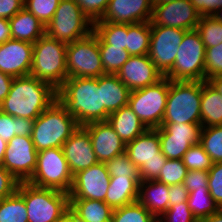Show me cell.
Masks as SVG:
<instances>
[{
	"instance_id": "6da1fadb",
	"label": "cell",
	"mask_w": 222,
	"mask_h": 222,
	"mask_svg": "<svg viewBox=\"0 0 222 222\" xmlns=\"http://www.w3.org/2000/svg\"><path fill=\"white\" fill-rule=\"evenodd\" d=\"M57 99L79 126L108 119L109 113L102 106L98 78H67L57 90Z\"/></svg>"
},
{
	"instance_id": "7a4b0ae2",
	"label": "cell",
	"mask_w": 222,
	"mask_h": 222,
	"mask_svg": "<svg viewBox=\"0 0 222 222\" xmlns=\"http://www.w3.org/2000/svg\"><path fill=\"white\" fill-rule=\"evenodd\" d=\"M57 100V90L49 83L27 75L14 77L0 110L13 117L35 120Z\"/></svg>"
},
{
	"instance_id": "3957f363",
	"label": "cell",
	"mask_w": 222,
	"mask_h": 222,
	"mask_svg": "<svg viewBox=\"0 0 222 222\" xmlns=\"http://www.w3.org/2000/svg\"><path fill=\"white\" fill-rule=\"evenodd\" d=\"M79 127L75 118L57 99L34 120L31 139L37 152L62 148Z\"/></svg>"
},
{
	"instance_id": "277c9868",
	"label": "cell",
	"mask_w": 222,
	"mask_h": 222,
	"mask_svg": "<svg viewBox=\"0 0 222 222\" xmlns=\"http://www.w3.org/2000/svg\"><path fill=\"white\" fill-rule=\"evenodd\" d=\"M67 44L44 34L33 44L30 74L58 90L67 79Z\"/></svg>"
},
{
	"instance_id": "5b68a950",
	"label": "cell",
	"mask_w": 222,
	"mask_h": 222,
	"mask_svg": "<svg viewBox=\"0 0 222 222\" xmlns=\"http://www.w3.org/2000/svg\"><path fill=\"white\" fill-rule=\"evenodd\" d=\"M202 81H171L162 123L201 124Z\"/></svg>"
},
{
	"instance_id": "8992f818",
	"label": "cell",
	"mask_w": 222,
	"mask_h": 222,
	"mask_svg": "<svg viewBox=\"0 0 222 222\" xmlns=\"http://www.w3.org/2000/svg\"><path fill=\"white\" fill-rule=\"evenodd\" d=\"M17 193L24 199L28 222H58L69 208V194L20 182Z\"/></svg>"
},
{
	"instance_id": "52a82bcc",
	"label": "cell",
	"mask_w": 222,
	"mask_h": 222,
	"mask_svg": "<svg viewBox=\"0 0 222 222\" xmlns=\"http://www.w3.org/2000/svg\"><path fill=\"white\" fill-rule=\"evenodd\" d=\"M93 32V22L83 13L75 0H60L45 34L66 44L82 39Z\"/></svg>"
},
{
	"instance_id": "ba28073f",
	"label": "cell",
	"mask_w": 222,
	"mask_h": 222,
	"mask_svg": "<svg viewBox=\"0 0 222 222\" xmlns=\"http://www.w3.org/2000/svg\"><path fill=\"white\" fill-rule=\"evenodd\" d=\"M164 76L171 81H205V46L196 29L185 33L173 67Z\"/></svg>"
},
{
	"instance_id": "9c48e42d",
	"label": "cell",
	"mask_w": 222,
	"mask_h": 222,
	"mask_svg": "<svg viewBox=\"0 0 222 222\" xmlns=\"http://www.w3.org/2000/svg\"><path fill=\"white\" fill-rule=\"evenodd\" d=\"M29 184L69 193L73 175L69 170L62 148H49L38 152L36 168Z\"/></svg>"
},
{
	"instance_id": "30bf717a",
	"label": "cell",
	"mask_w": 222,
	"mask_h": 222,
	"mask_svg": "<svg viewBox=\"0 0 222 222\" xmlns=\"http://www.w3.org/2000/svg\"><path fill=\"white\" fill-rule=\"evenodd\" d=\"M169 92V78L130 92L128 106L148 129L161 126Z\"/></svg>"
},
{
	"instance_id": "8fae6325",
	"label": "cell",
	"mask_w": 222,
	"mask_h": 222,
	"mask_svg": "<svg viewBox=\"0 0 222 222\" xmlns=\"http://www.w3.org/2000/svg\"><path fill=\"white\" fill-rule=\"evenodd\" d=\"M67 78H98L105 75L98 44V35L93 31L88 36L67 44Z\"/></svg>"
},
{
	"instance_id": "7c38bea8",
	"label": "cell",
	"mask_w": 222,
	"mask_h": 222,
	"mask_svg": "<svg viewBox=\"0 0 222 222\" xmlns=\"http://www.w3.org/2000/svg\"><path fill=\"white\" fill-rule=\"evenodd\" d=\"M126 153L139 168L141 181L156 180L167 160L161 151L160 138L156 129H147L127 143Z\"/></svg>"
},
{
	"instance_id": "4fadbf2b",
	"label": "cell",
	"mask_w": 222,
	"mask_h": 222,
	"mask_svg": "<svg viewBox=\"0 0 222 222\" xmlns=\"http://www.w3.org/2000/svg\"><path fill=\"white\" fill-rule=\"evenodd\" d=\"M187 31L167 26H151L148 56L165 75L175 62L179 45Z\"/></svg>"
},
{
	"instance_id": "5bb4252c",
	"label": "cell",
	"mask_w": 222,
	"mask_h": 222,
	"mask_svg": "<svg viewBox=\"0 0 222 222\" xmlns=\"http://www.w3.org/2000/svg\"><path fill=\"white\" fill-rule=\"evenodd\" d=\"M37 156L31 136H14L7 143L2 167L19 182H27L36 168Z\"/></svg>"
},
{
	"instance_id": "9a60e30c",
	"label": "cell",
	"mask_w": 222,
	"mask_h": 222,
	"mask_svg": "<svg viewBox=\"0 0 222 222\" xmlns=\"http://www.w3.org/2000/svg\"><path fill=\"white\" fill-rule=\"evenodd\" d=\"M110 183L105 163L98 162L73 175L69 199H92L104 201Z\"/></svg>"
},
{
	"instance_id": "2e32d148",
	"label": "cell",
	"mask_w": 222,
	"mask_h": 222,
	"mask_svg": "<svg viewBox=\"0 0 222 222\" xmlns=\"http://www.w3.org/2000/svg\"><path fill=\"white\" fill-rule=\"evenodd\" d=\"M201 18L190 0H176L153 5L151 26H167L194 30Z\"/></svg>"
},
{
	"instance_id": "e0dca14e",
	"label": "cell",
	"mask_w": 222,
	"mask_h": 222,
	"mask_svg": "<svg viewBox=\"0 0 222 222\" xmlns=\"http://www.w3.org/2000/svg\"><path fill=\"white\" fill-rule=\"evenodd\" d=\"M116 75L130 91L153 85L164 77L148 55L130 56Z\"/></svg>"
},
{
	"instance_id": "ac0fdd59",
	"label": "cell",
	"mask_w": 222,
	"mask_h": 222,
	"mask_svg": "<svg viewBox=\"0 0 222 222\" xmlns=\"http://www.w3.org/2000/svg\"><path fill=\"white\" fill-rule=\"evenodd\" d=\"M33 58V44L10 39L0 44V71L12 77L30 74Z\"/></svg>"
},
{
	"instance_id": "d6986e66",
	"label": "cell",
	"mask_w": 222,
	"mask_h": 222,
	"mask_svg": "<svg viewBox=\"0 0 222 222\" xmlns=\"http://www.w3.org/2000/svg\"><path fill=\"white\" fill-rule=\"evenodd\" d=\"M82 127L89 133L98 162L105 163L126 152V144L108 121L92 122Z\"/></svg>"
},
{
	"instance_id": "ffe728a7",
	"label": "cell",
	"mask_w": 222,
	"mask_h": 222,
	"mask_svg": "<svg viewBox=\"0 0 222 222\" xmlns=\"http://www.w3.org/2000/svg\"><path fill=\"white\" fill-rule=\"evenodd\" d=\"M152 9L151 0H110L106 11L98 21L121 24L149 22Z\"/></svg>"
},
{
	"instance_id": "44dd1931",
	"label": "cell",
	"mask_w": 222,
	"mask_h": 222,
	"mask_svg": "<svg viewBox=\"0 0 222 222\" xmlns=\"http://www.w3.org/2000/svg\"><path fill=\"white\" fill-rule=\"evenodd\" d=\"M72 175L98 163L89 133L80 126L62 146Z\"/></svg>"
},
{
	"instance_id": "7402d4cb",
	"label": "cell",
	"mask_w": 222,
	"mask_h": 222,
	"mask_svg": "<svg viewBox=\"0 0 222 222\" xmlns=\"http://www.w3.org/2000/svg\"><path fill=\"white\" fill-rule=\"evenodd\" d=\"M169 186L157 180L141 181L137 201L156 219L169 208Z\"/></svg>"
},
{
	"instance_id": "603a6c76",
	"label": "cell",
	"mask_w": 222,
	"mask_h": 222,
	"mask_svg": "<svg viewBox=\"0 0 222 222\" xmlns=\"http://www.w3.org/2000/svg\"><path fill=\"white\" fill-rule=\"evenodd\" d=\"M98 87L101 89L102 106L109 114L128 105L131 91L116 74L99 76Z\"/></svg>"
},
{
	"instance_id": "cb8c5ba5",
	"label": "cell",
	"mask_w": 222,
	"mask_h": 222,
	"mask_svg": "<svg viewBox=\"0 0 222 222\" xmlns=\"http://www.w3.org/2000/svg\"><path fill=\"white\" fill-rule=\"evenodd\" d=\"M140 182L141 178L110 177L104 202L112 209L136 202Z\"/></svg>"
},
{
	"instance_id": "d4e9b609",
	"label": "cell",
	"mask_w": 222,
	"mask_h": 222,
	"mask_svg": "<svg viewBox=\"0 0 222 222\" xmlns=\"http://www.w3.org/2000/svg\"><path fill=\"white\" fill-rule=\"evenodd\" d=\"M107 121L125 144L148 129L128 105L109 114Z\"/></svg>"
},
{
	"instance_id": "484cf974",
	"label": "cell",
	"mask_w": 222,
	"mask_h": 222,
	"mask_svg": "<svg viewBox=\"0 0 222 222\" xmlns=\"http://www.w3.org/2000/svg\"><path fill=\"white\" fill-rule=\"evenodd\" d=\"M9 24L12 39L34 44L45 34V26L25 8L10 18Z\"/></svg>"
},
{
	"instance_id": "4316f807",
	"label": "cell",
	"mask_w": 222,
	"mask_h": 222,
	"mask_svg": "<svg viewBox=\"0 0 222 222\" xmlns=\"http://www.w3.org/2000/svg\"><path fill=\"white\" fill-rule=\"evenodd\" d=\"M69 208L80 222H107L113 213L104 201L92 199H69Z\"/></svg>"
},
{
	"instance_id": "83f0119b",
	"label": "cell",
	"mask_w": 222,
	"mask_h": 222,
	"mask_svg": "<svg viewBox=\"0 0 222 222\" xmlns=\"http://www.w3.org/2000/svg\"><path fill=\"white\" fill-rule=\"evenodd\" d=\"M200 113L202 128L222 125V95L207 81H202Z\"/></svg>"
},
{
	"instance_id": "f1b7e54d",
	"label": "cell",
	"mask_w": 222,
	"mask_h": 222,
	"mask_svg": "<svg viewBox=\"0 0 222 222\" xmlns=\"http://www.w3.org/2000/svg\"><path fill=\"white\" fill-rule=\"evenodd\" d=\"M150 36V21L128 24L127 52L131 56L148 55Z\"/></svg>"
},
{
	"instance_id": "f546056e",
	"label": "cell",
	"mask_w": 222,
	"mask_h": 222,
	"mask_svg": "<svg viewBox=\"0 0 222 222\" xmlns=\"http://www.w3.org/2000/svg\"><path fill=\"white\" fill-rule=\"evenodd\" d=\"M93 31L107 44L122 47L126 50L128 24L109 23L96 21L93 23Z\"/></svg>"
},
{
	"instance_id": "4dcf8cb0",
	"label": "cell",
	"mask_w": 222,
	"mask_h": 222,
	"mask_svg": "<svg viewBox=\"0 0 222 222\" xmlns=\"http://www.w3.org/2000/svg\"><path fill=\"white\" fill-rule=\"evenodd\" d=\"M34 120L13 117L0 110V137L9 142L14 136H31Z\"/></svg>"
},
{
	"instance_id": "1f68e13d",
	"label": "cell",
	"mask_w": 222,
	"mask_h": 222,
	"mask_svg": "<svg viewBox=\"0 0 222 222\" xmlns=\"http://www.w3.org/2000/svg\"><path fill=\"white\" fill-rule=\"evenodd\" d=\"M155 129L159 138L187 139L193 145L200 143L201 124L161 123V126Z\"/></svg>"
},
{
	"instance_id": "d6a6232c",
	"label": "cell",
	"mask_w": 222,
	"mask_h": 222,
	"mask_svg": "<svg viewBox=\"0 0 222 222\" xmlns=\"http://www.w3.org/2000/svg\"><path fill=\"white\" fill-rule=\"evenodd\" d=\"M98 44L105 74H117L131 55L122 47L107 45L99 36Z\"/></svg>"
},
{
	"instance_id": "836d02e7",
	"label": "cell",
	"mask_w": 222,
	"mask_h": 222,
	"mask_svg": "<svg viewBox=\"0 0 222 222\" xmlns=\"http://www.w3.org/2000/svg\"><path fill=\"white\" fill-rule=\"evenodd\" d=\"M187 202L197 221L216 213L220 209L212 199L209 190L189 192Z\"/></svg>"
},
{
	"instance_id": "e575fe53",
	"label": "cell",
	"mask_w": 222,
	"mask_h": 222,
	"mask_svg": "<svg viewBox=\"0 0 222 222\" xmlns=\"http://www.w3.org/2000/svg\"><path fill=\"white\" fill-rule=\"evenodd\" d=\"M0 222H28L24 199L17 192L0 201Z\"/></svg>"
},
{
	"instance_id": "d590c367",
	"label": "cell",
	"mask_w": 222,
	"mask_h": 222,
	"mask_svg": "<svg viewBox=\"0 0 222 222\" xmlns=\"http://www.w3.org/2000/svg\"><path fill=\"white\" fill-rule=\"evenodd\" d=\"M200 144L213 164L222 162V125L203 127L200 133Z\"/></svg>"
},
{
	"instance_id": "8d00e7d4",
	"label": "cell",
	"mask_w": 222,
	"mask_h": 222,
	"mask_svg": "<svg viewBox=\"0 0 222 222\" xmlns=\"http://www.w3.org/2000/svg\"><path fill=\"white\" fill-rule=\"evenodd\" d=\"M112 222H157V219L138 201L113 209Z\"/></svg>"
},
{
	"instance_id": "74e56055",
	"label": "cell",
	"mask_w": 222,
	"mask_h": 222,
	"mask_svg": "<svg viewBox=\"0 0 222 222\" xmlns=\"http://www.w3.org/2000/svg\"><path fill=\"white\" fill-rule=\"evenodd\" d=\"M205 48L222 43V23L213 16H201L196 28Z\"/></svg>"
},
{
	"instance_id": "f35d334b",
	"label": "cell",
	"mask_w": 222,
	"mask_h": 222,
	"mask_svg": "<svg viewBox=\"0 0 222 222\" xmlns=\"http://www.w3.org/2000/svg\"><path fill=\"white\" fill-rule=\"evenodd\" d=\"M105 165L110 177L140 178L139 168L130 160L126 152L106 161Z\"/></svg>"
},
{
	"instance_id": "ab89813d",
	"label": "cell",
	"mask_w": 222,
	"mask_h": 222,
	"mask_svg": "<svg viewBox=\"0 0 222 222\" xmlns=\"http://www.w3.org/2000/svg\"><path fill=\"white\" fill-rule=\"evenodd\" d=\"M187 171L182 159H167L156 180L168 186L183 183Z\"/></svg>"
},
{
	"instance_id": "60d3db41",
	"label": "cell",
	"mask_w": 222,
	"mask_h": 222,
	"mask_svg": "<svg viewBox=\"0 0 222 222\" xmlns=\"http://www.w3.org/2000/svg\"><path fill=\"white\" fill-rule=\"evenodd\" d=\"M182 161L188 171H208L213 164L200 143L192 145L184 154Z\"/></svg>"
},
{
	"instance_id": "b9f144b4",
	"label": "cell",
	"mask_w": 222,
	"mask_h": 222,
	"mask_svg": "<svg viewBox=\"0 0 222 222\" xmlns=\"http://www.w3.org/2000/svg\"><path fill=\"white\" fill-rule=\"evenodd\" d=\"M60 0H24V8L30 11L44 26L53 18Z\"/></svg>"
},
{
	"instance_id": "7bdbcfd3",
	"label": "cell",
	"mask_w": 222,
	"mask_h": 222,
	"mask_svg": "<svg viewBox=\"0 0 222 222\" xmlns=\"http://www.w3.org/2000/svg\"><path fill=\"white\" fill-rule=\"evenodd\" d=\"M192 145L187 139L160 138V148L167 159H182Z\"/></svg>"
},
{
	"instance_id": "ee69618b",
	"label": "cell",
	"mask_w": 222,
	"mask_h": 222,
	"mask_svg": "<svg viewBox=\"0 0 222 222\" xmlns=\"http://www.w3.org/2000/svg\"><path fill=\"white\" fill-rule=\"evenodd\" d=\"M157 222H198L192 211L189 209L188 202L171 205L168 210L161 215Z\"/></svg>"
},
{
	"instance_id": "f6af8a7d",
	"label": "cell",
	"mask_w": 222,
	"mask_h": 222,
	"mask_svg": "<svg viewBox=\"0 0 222 222\" xmlns=\"http://www.w3.org/2000/svg\"><path fill=\"white\" fill-rule=\"evenodd\" d=\"M222 74V43L205 48V81Z\"/></svg>"
},
{
	"instance_id": "bcb514c9",
	"label": "cell",
	"mask_w": 222,
	"mask_h": 222,
	"mask_svg": "<svg viewBox=\"0 0 222 222\" xmlns=\"http://www.w3.org/2000/svg\"><path fill=\"white\" fill-rule=\"evenodd\" d=\"M208 172L209 193L219 208L222 209V162L212 164Z\"/></svg>"
},
{
	"instance_id": "7dc6e473",
	"label": "cell",
	"mask_w": 222,
	"mask_h": 222,
	"mask_svg": "<svg viewBox=\"0 0 222 222\" xmlns=\"http://www.w3.org/2000/svg\"><path fill=\"white\" fill-rule=\"evenodd\" d=\"M83 13L91 20L93 23L100 20L103 16L108 2L110 0H75Z\"/></svg>"
},
{
	"instance_id": "c3c4849f",
	"label": "cell",
	"mask_w": 222,
	"mask_h": 222,
	"mask_svg": "<svg viewBox=\"0 0 222 222\" xmlns=\"http://www.w3.org/2000/svg\"><path fill=\"white\" fill-rule=\"evenodd\" d=\"M208 171H187L186 177L183 180V185L188 192L196 190H209L208 188Z\"/></svg>"
},
{
	"instance_id": "681fc988",
	"label": "cell",
	"mask_w": 222,
	"mask_h": 222,
	"mask_svg": "<svg viewBox=\"0 0 222 222\" xmlns=\"http://www.w3.org/2000/svg\"><path fill=\"white\" fill-rule=\"evenodd\" d=\"M20 182L4 167L0 166V201L17 192Z\"/></svg>"
},
{
	"instance_id": "f907efd6",
	"label": "cell",
	"mask_w": 222,
	"mask_h": 222,
	"mask_svg": "<svg viewBox=\"0 0 222 222\" xmlns=\"http://www.w3.org/2000/svg\"><path fill=\"white\" fill-rule=\"evenodd\" d=\"M24 8V0H0V18H12Z\"/></svg>"
},
{
	"instance_id": "816d5d0a",
	"label": "cell",
	"mask_w": 222,
	"mask_h": 222,
	"mask_svg": "<svg viewBox=\"0 0 222 222\" xmlns=\"http://www.w3.org/2000/svg\"><path fill=\"white\" fill-rule=\"evenodd\" d=\"M169 207L174 204L186 202L188 200L189 192L183 183H177L169 186Z\"/></svg>"
},
{
	"instance_id": "f5cc1de1",
	"label": "cell",
	"mask_w": 222,
	"mask_h": 222,
	"mask_svg": "<svg viewBox=\"0 0 222 222\" xmlns=\"http://www.w3.org/2000/svg\"><path fill=\"white\" fill-rule=\"evenodd\" d=\"M201 16H213L217 11V0H190Z\"/></svg>"
},
{
	"instance_id": "db71d44e",
	"label": "cell",
	"mask_w": 222,
	"mask_h": 222,
	"mask_svg": "<svg viewBox=\"0 0 222 222\" xmlns=\"http://www.w3.org/2000/svg\"><path fill=\"white\" fill-rule=\"evenodd\" d=\"M13 79L14 77H12L11 75L2 73L0 71V104L8 95L13 83Z\"/></svg>"
},
{
	"instance_id": "11a10c76",
	"label": "cell",
	"mask_w": 222,
	"mask_h": 222,
	"mask_svg": "<svg viewBox=\"0 0 222 222\" xmlns=\"http://www.w3.org/2000/svg\"><path fill=\"white\" fill-rule=\"evenodd\" d=\"M11 39L9 19L0 18V44Z\"/></svg>"
},
{
	"instance_id": "9f6ffc18",
	"label": "cell",
	"mask_w": 222,
	"mask_h": 222,
	"mask_svg": "<svg viewBox=\"0 0 222 222\" xmlns=\"http://www.w3.org/2000/svg\"><path fill=\"white\" fill-rule=\"evenodd\" d=\"M207 82L222 95V74L209 78Z\"/></svg>"
},
{
	"instance_id": "6f0895ef",
	"label": "cell",
	"mask_w": 222,
	"mask_h": 222,
	"mask_svg": "<svg viewBox=\"0 0 222 222\" xmlns=\"http://www.w3.org/2000/svg\"><path fill=\"white\" fill-rule=\"evenodd\" d=\"M58 222H80L78 217L72 212L70 208L61 216Z\"/></svg>"
},
{
	"instance_id": "680465c9",
	"label": "cell",
	"mask_w": 222,
	"mask_h": 222,
	"mask_svg": "<svg viewBox=\"0 0 222 222\" xmlns=\"http://www.w3.org/2000/svg\"><path fill=\"white\" fill-rule=\"evenodd\" d=\"M198 222H222V209H219L216 213L198 220Z\"/></svg>"
},
{
	"instance_id": "91938a15",
	"label": "cell",
	"mask_w": 222,
	"mask_h": 222,
	"mask_svg": "<svg viewBox=\"0 0 222 222\" xmlns=\"http://www.w3.org/2000/svg\"><path fill=\"white\" fill-rule=\"evenodd\" d=\"M6 147H7V142H5L0 137V166H2V162H3L5 151H6Z\"/></svg>"
},
{
	"instance_id": "94428289",
	"label": "cell",
	"mask_w": 222,
	"mask_h": 222,
	"mask_svg": "<svg viewBox=\"0 0 222 222\" xmlns=\"http://www.w3.org/2000/svg\"><path fill=\"white\" fill-rule=\"evenodd\" d=\"M213 17L222 23V7L213 14Z\"/></svg>"
},
{
	"instance_id": "6125c7cd",
	"label": "cell",
	"mask_w": 222,
	"mask_h": 222,
	"mask_svg": "<svg viewBox=\"0 0 222 222\" xmlns=\"http://www.w3.org/2000/svg\"><path fill=\"white\" fill-rule=\"evenodd\" d=\"M151 1H152L153 5H158V4H161V3H168V2L176 1V0H151Z\"/></svg>"
},
{
	"instance_id": "be15d7a7",
	"label": "cell",
	"mask_w": 222,
	"mask_h": 222,
	"mask_svg": "<svg viewBox=\"0 0 222 222\" xmlns=\"http://www.w3.org/2000/svg\"><path fill=\"white\" fill-rule=\"evenodd\" d=\"M222 7V0H217V10Z\"/></svg>"
}]
</instances>
